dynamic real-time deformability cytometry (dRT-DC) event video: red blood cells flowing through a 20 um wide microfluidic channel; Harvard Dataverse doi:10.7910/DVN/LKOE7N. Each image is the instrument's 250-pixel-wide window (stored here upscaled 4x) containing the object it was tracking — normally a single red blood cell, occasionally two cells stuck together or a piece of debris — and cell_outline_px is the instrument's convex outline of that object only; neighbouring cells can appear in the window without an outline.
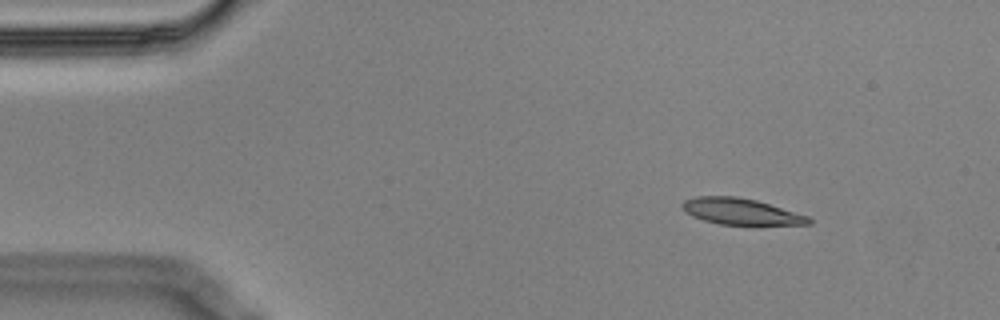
{"species": "Egyptian fruit bat (a non-hibernating species)", "species_latin": "Rousettus aegyptiacus", "temperature_condition": "cold", "stored_images_in_passage": 3, "camera_frame_rate_fps": 3000, "um_per_image_px": 0.085, "animal": {"sex": "male"}, "frame": {"image": 1, "passage_image": 1, "time_ms": 0.0, "image_size_px": [1000, 320], "cell_outline_px": [[812, 224], [720, 224], [704, 220], [692, 216], [684, 212], [680, 204], [684, 200], [696, 196], [736, 196], [756, 200], [808, 216], [812, 220]], "centroid_in_image_um": [62.91, 17.96], "position_along_channel_um": 22.1, "area_um2": 19.13}}